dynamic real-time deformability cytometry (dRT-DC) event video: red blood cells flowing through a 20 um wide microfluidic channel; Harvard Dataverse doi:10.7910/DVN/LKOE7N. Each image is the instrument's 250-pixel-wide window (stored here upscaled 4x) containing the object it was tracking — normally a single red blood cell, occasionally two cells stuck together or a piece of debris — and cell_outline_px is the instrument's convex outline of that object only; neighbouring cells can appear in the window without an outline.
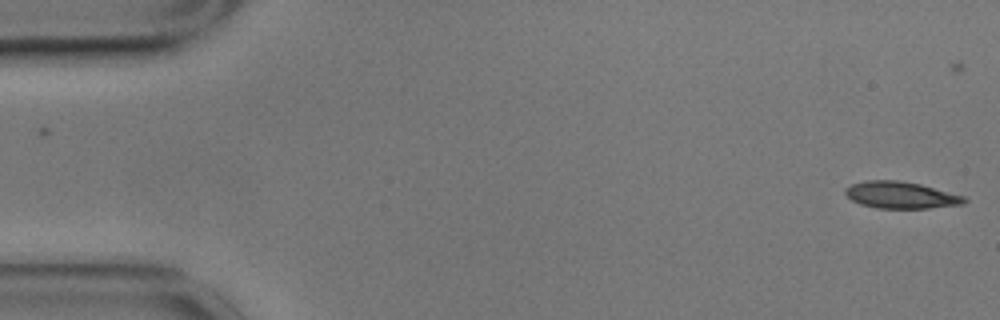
{"species": "common noctule bat (a hibernating species)", "species_latin": "Nyctalus noctula", "temperature_condition": "cold", "stored_images_in_passage": 44, "camera_frame_rate_fps": 3000, "um_per_image_px": 0.085, "animal": {"sex": "male", "body_mass_g": 17.9}, "frame": {"image": 1, "passage_image": 1, "time_ms": 0.0, "image_size_px": [1000, 320], "cell_outline_px": [[968, 200], [964, 204], [928, 208], [876, 208], [860, 204], [852, 200], [844, 192], [844, 188], [852, 184], [864, 180], [900, 180], [920, 184], [964, 196]], "centroid_in_image_um": [76.55, 16.57], "position_along_channel_um": 8.4, "area_um2": 18.61}}
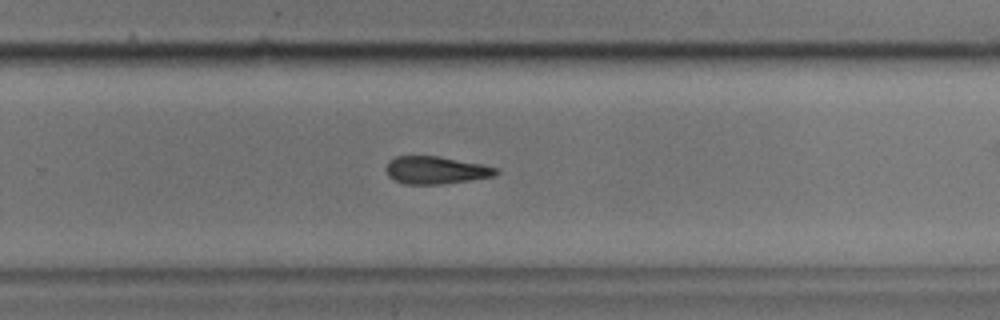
{"frame": {"image": 2, "passage_image": 36, "time_ms": 11.667, "image_size_px": [1000, 320], "cell_outline_px": [[500, 172], [496, 176], [444, 184], [404, 184], [388, 176], [384, 168], [388, 160], [396, 156], [440, 156], [484, 164], [500, 168]], "centroid_in_image_um": [37.08, 14.45], "position_along_channel_um": 292.7, "area_um2": 18.09}}
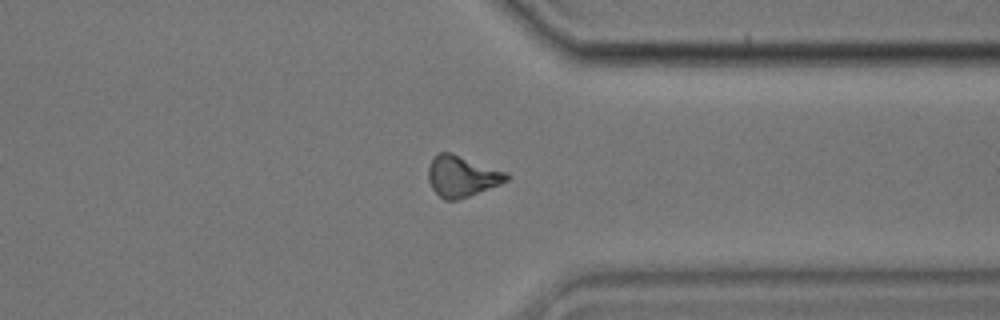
{"frame": {"image": 3, "passage_image": 43, "time_ms": 14.0, "image_size_px": [1000, 320], "cell_outline_px": [[512, 176], [508, 180], [500, 184], [468, 196], [456, 200], [444, 200], [432, 188], [428, 180], [428, 168], [432, 160], [440, 152], [452, 152], [508, 172]], "centroid_in_image_um": [39.29, 14.97], "position_along_channel_um": 372.1, "area_um2": 18.73}}